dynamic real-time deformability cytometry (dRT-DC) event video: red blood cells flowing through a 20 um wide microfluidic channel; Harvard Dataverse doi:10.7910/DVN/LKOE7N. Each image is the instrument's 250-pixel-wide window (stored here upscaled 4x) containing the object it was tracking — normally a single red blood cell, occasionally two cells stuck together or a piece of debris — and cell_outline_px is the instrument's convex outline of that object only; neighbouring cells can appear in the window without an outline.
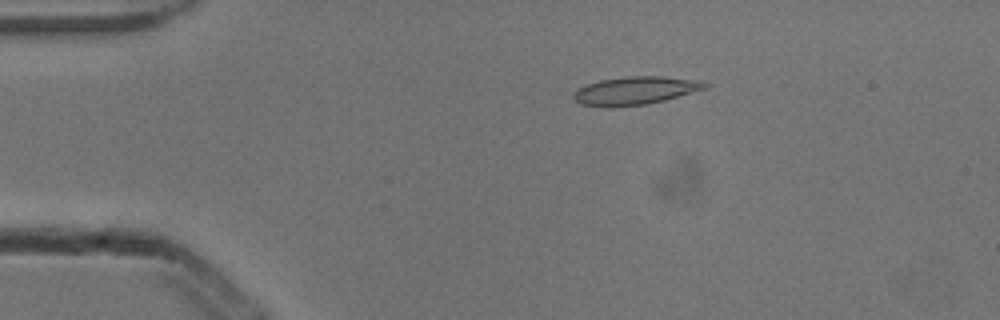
{"species": "common noctule bat (a hibernating species)", "species_latin": "Nyctalus noctula", "temperature_condition": "cold", "stored_images_in_passage": 4, "camera_frame_rate_fps": 3000, "um_per_image_px": 0.085, "animal": {"sex": "male", "body_mass_g": 13.3}, "frame": {"image": 1, "passage_image": 3, "time_ms": 0.667, "image_size_px": [1000, 320], "cell_outline_px": [[708, 88], [664, 100], [648, 104], [612, 108], [604, 108], [580, 104], [572, 96], [572, 92], [588, 84], [600, 80], [624, 76], [664, 76], [704, 80], [708, 84]], "centroid_in_image_um": [54.01, 7.71], "position_along_channel_um": 31.0, "area_um2": 21.96}}